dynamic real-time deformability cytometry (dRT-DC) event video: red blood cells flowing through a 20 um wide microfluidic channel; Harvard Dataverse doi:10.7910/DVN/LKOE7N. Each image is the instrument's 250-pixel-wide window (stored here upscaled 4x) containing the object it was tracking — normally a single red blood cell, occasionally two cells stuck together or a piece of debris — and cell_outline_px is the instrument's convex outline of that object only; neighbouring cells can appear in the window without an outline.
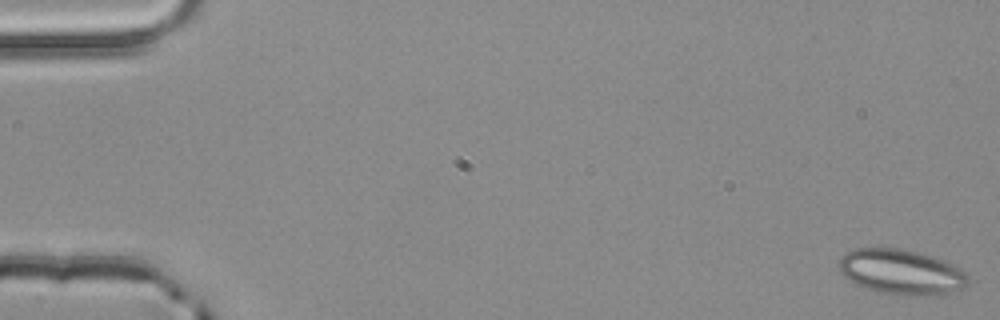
{"species": "common noctule bat (a hibernating species)", "species_latin": "Nyctalus noctula", "temperature_condition": "room temperature", "stored_images_in_passage": 4, "camera_frame_rate_fps": 3000, "um_per_image_px": 0.085, "animal": {"sex": "male", "body_mass_g": 20.4}, "frame": {"image": 1, "passage_image": 1, "time_ms": 0.0, "image_size_px": [1000, 320], "cell_outline_px": [[968, 284], [964, 288], [944, 296], [904, 296], [880, 292], [868, 288], [848, 280], [840, 272], [840, 260], [844, 252], [856, 248], [900, 248], [932, 256], [944, 260], [968, 272]], "centroid_in_image_um": [76.68, 23.14], "position_along_channel_um": 8.3, "area_um2": 34.45}}